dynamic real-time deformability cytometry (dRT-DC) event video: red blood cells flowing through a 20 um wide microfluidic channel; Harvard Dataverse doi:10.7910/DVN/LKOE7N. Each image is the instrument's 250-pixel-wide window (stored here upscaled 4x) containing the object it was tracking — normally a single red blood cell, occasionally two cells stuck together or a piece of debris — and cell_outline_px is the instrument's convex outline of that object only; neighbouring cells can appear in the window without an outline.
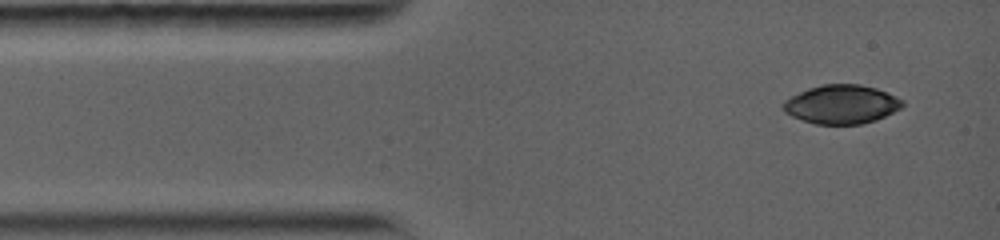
{"species": "common noctule bat (a hibernating species)", "species_latin": "Nyctalus noctula", "temperature_condition": "warm", "stored_images_in_passage": 2, "camera_frame_rate_fps": 5000, "um_per_image_px": 0.085, "animal": {"sex": "female", "body_mass_g": 19.0, "forearm_length_mm": 56.7}, "frame": {"image": 1, "passage_image": 1, "time_ms": 0.0, "image_size_px": [1000, 240], "cell_outline_px": [[904, 104], [900, 108], [876, 120], [860, 124], [816, 124], [792, 116], [784, 112], [784, 100], [808, 88], [824, 84], [860, 84], [876, 88], [888, 92], [904, 100]], "centroid_in_image_um": [71.55, 8.86], "position_along_channel_um": 13.4, "area_um2": 26.82}}